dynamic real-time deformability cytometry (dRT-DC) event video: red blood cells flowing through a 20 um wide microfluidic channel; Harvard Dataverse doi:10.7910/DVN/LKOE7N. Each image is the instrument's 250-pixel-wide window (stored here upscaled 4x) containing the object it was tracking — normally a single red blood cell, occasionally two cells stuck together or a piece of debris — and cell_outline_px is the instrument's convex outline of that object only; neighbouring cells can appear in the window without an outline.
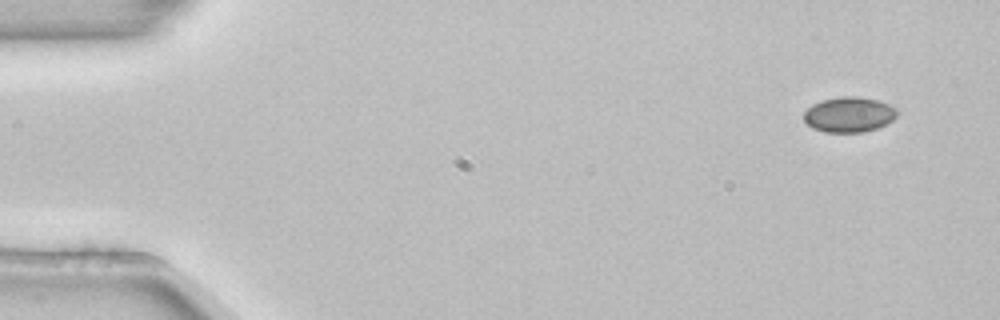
{"species": "common noctule bat (a hibernating species)", "species_latin": "Nyctalus noctula", "temperature_condition": "room temperature", "stored_images_in_passage": 4, "camera_frame_rate_fps": 3000, "um_per_image_px": 0.085, "animal": {"sex": "female", "body_mass_g": 22.7, "forearm_length_mm": 54.2}, "frame": {"image": 1, "passage_image": 1, "time_ms": 0.0, "image_size_px": [1000, 320], "cell_outline_px": [[900, 112], [892, 120], [876, 128], [864, 132], [824, 132], [812, 128], [804, 120], [804, 112], [812, 104], [820, 100], [840, 96], [856, 96], [876, 100], [888, 104], [896, 108]], "centroid_in_image_um": [72.15, 9.73], "position_along_channel_um": 12.8, "area_um2": 19.19}}
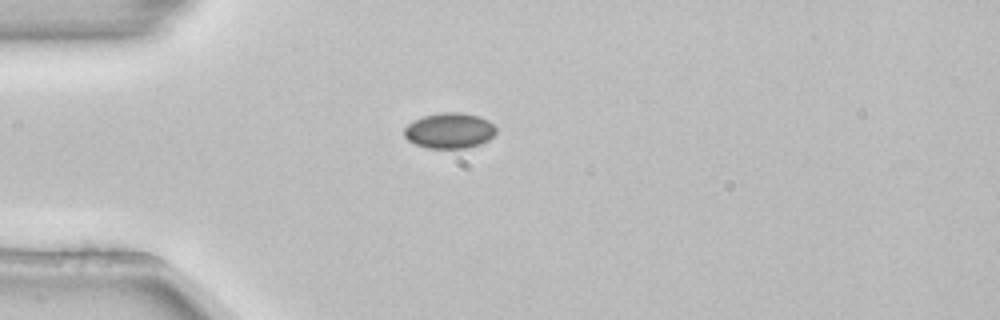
{"frame": {"image": 2, "passage_image": 4, "time_ms": 1.0, "image_size_px": [1000, 320], "cell_outline_px": [[496, 132], [488, 140], [480, 144], [468, 148], [428, 148], [416, 144], [408, 140], [404, 136], [404, 128], [408, 124], [424, 116], [440, 112], [460, 112], [480, 116], [488, 120], [496, 128]], "centroid_in_image_um": [38.22, 11.1], "position_along_channel_um": 46.8, "area_um2": 19.02}}